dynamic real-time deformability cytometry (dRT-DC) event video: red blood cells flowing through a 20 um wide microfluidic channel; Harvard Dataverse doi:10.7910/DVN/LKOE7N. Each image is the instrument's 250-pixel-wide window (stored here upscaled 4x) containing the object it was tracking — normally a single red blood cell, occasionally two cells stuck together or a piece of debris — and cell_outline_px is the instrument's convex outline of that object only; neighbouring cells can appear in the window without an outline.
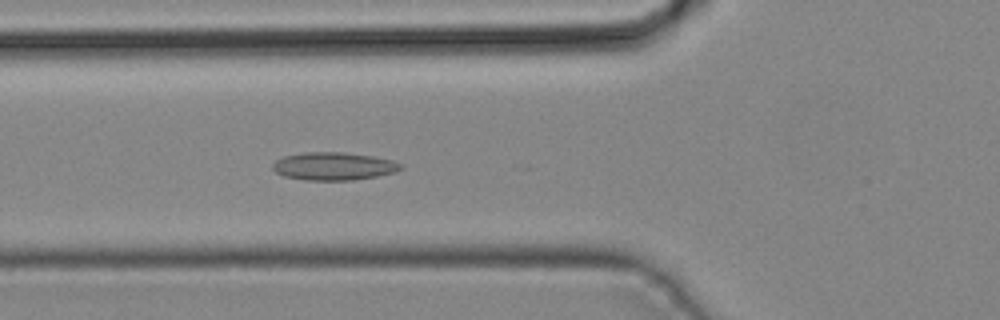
{"species": "common noctule bat (a hibernating species)", "species_latin": "Nyctalus noctula", "temperature_condition": "cold", "stored_images_in_passage": 42, "camera_frame_rate_fps": 3000, "um_per_image_px": 0.085, "animal": {"sex": "male", "body_mass_g": 19.2, "forearm_length_mm": 51.8}, "frame": {"image": 1, "passage_image": 15, "time_ms": 4.667, "image_size_px": [1000, 320], "cell_outline_px": [[404, 164], [396, 172], [376, 176], [352, 180], [304, 180], [284, 176], [276, 172], [272, 168], [272, 164], [276, 160], [284, 156], [304, 152], [344, 152], [372, 156], [392, 160]], "centroid_in_image_um": [28.35, 14.12], "position_along_channel_um": 97.4, "area_um2": 20.81}}
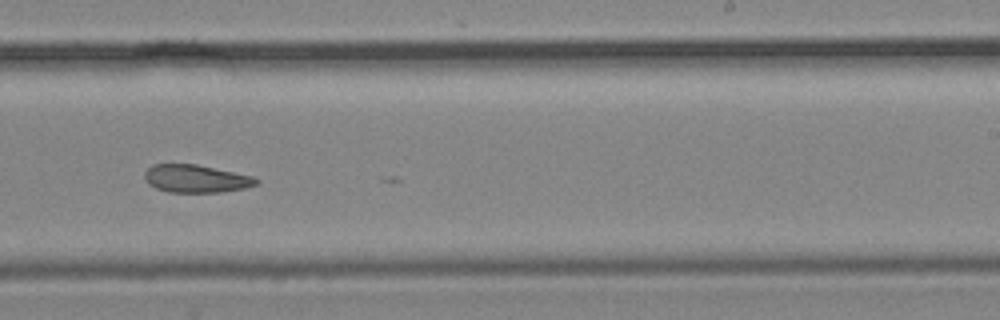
{"frame": {"image": 2, "passage_image": 26, "time_ms": 8.333, "image_size_px": [1000, 320], "cell_outline_px": [[260, 184], [244, 188], [220, 192], [168, 192], [156, 188], [148, 184], [144, 176], [144, 172], [152, 164], [196, 164], [252, 176], [260, 180]], "centroid_in_image_um": [16.65, 15.19], "position_along_channel_um": 272.3, "area_um2": 18.09}}
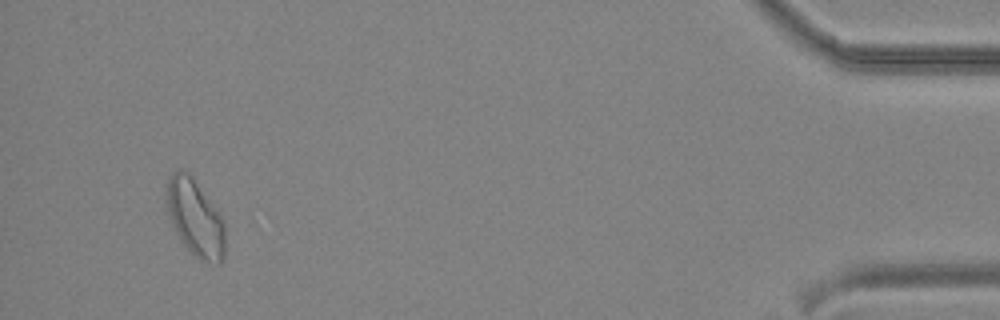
{"frame": {"image": 3, "passage_image": 40, "time_ms": 13.0, "image_size_px": [1000, 320], "cell_outline_px": [[224, 256], [220, 264], [216, 264], [200, 260], [184, 244], [176, 232], [168, 216], [164, 204], [164, 200], [168, 176], [172, 172], [188, 172], [220, 212], [224, 224]], "centroid_in_image_um": [16.56, 18.51], "position_along_channel_um": 418.6, "area_um2": 26.3}}